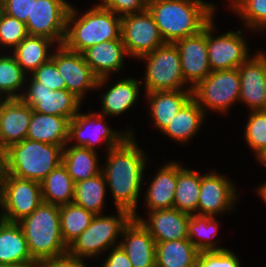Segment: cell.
I'll list each match as a JSON object with an SVG mask.
<instances>
[{
  "label": "cell",
  "instance_id": "obj_24",
  "mask_svg": "<svg viewBox=\"0 0 266 267\" xmlns=\"http://www.w3.org/2000/svg\"><path fill=\"white\" fill-rule=\"evenodd\" d=\"M146 97L153 126L162 132L192 97V90L153 91L146 93Z\"/></svg>",
  "mask_w": 266,
  "mask_h": 267
},
{
  "label": "cell",
  "instance_id": "obj_6",
  "mask_svg": "<svg viewBox=\"0 0 266 267\" xmlns=\"http://www.w3.org/2000/svg\"><path fill=\"white\" fill-rule=\"evenodd\" d=\"M116 214L95 215L90 225L68 246L67 253L78 259H91L119 246L116 240L133 215L125 209H117Z\"/></svg>",
  "mask_w": 266,
  "mask_h": 267
},
{
  "label": "cell",
  "instance_id": "obj_46",
  "mask_svg": "<svg viewBox=\"0 0 266 267\" xmlns=\"http://www.w3.org/2000/svg\"><path fill=\"white\" fill-rule=\"evenodd\" d=\"M110 253L104 260L102 267H133L127 254L120 246L110 249Z\"/></svg>",
  "mask_w": 266,
  "mask_h": 267
},
{
  "label": "cell",
  "instance_id": "obj_30",
  "mask_svg": "<svg viewBox=\"0 0 266 267\" xmlns=\"http://www.w3.org/2000/svg\"><path fill=\"white\" fill-rule=\"evenodd\" d=\"M55 42L42 36L27 35L10 53L26 74H32L52 56L49 50ZM51 53V54H50Z\"/></svg>",
  "mask_w": 266,
  "mask_h": 267
},
{
  "label": "cell",
  "instance_id": "obj_16",
  "mask_svg": "<svg viewBox=\"0 0 266 267\" xmlns=\"http://www.w3.org/2000/svg\"><path fill=\"white\" fill-rule=\"evenodd\" d=\"M232 181L218 172L201 174L197 214L216 217L220 213L234 210L237 189Z\"/></svg>",
  "mask_w": 266,
  "mask_h": 267
},
{
  "label": "cell",
  "instance_id": "obj_36",
  "mask_svg": "<svg viewBox=\"0 0 266 267\" xmlns=\"http://www.w3.org/2000/svg\"><path fill=\"white\" fill-rule=\"evenodd\" d=\"M94 216L74 203L60 206L61 236L67 247L90 225Z\"/></svg>",
  "mask_w": 266,
  "mask_h": 267
},
{
  "label": "cell",
  "instance_id": "obj_4",
  "mask_svg": "<svg viewBox=\"0 0 266 267\" xmlns=\"http://www.w3.org/2000/svg\"><path fill=\"white\" fill-rule=\"evenodd\" d=\"M78 14L71 5L63 41L67 49L82 53L98 43L121 39V17L112 11L96 4L81 17Z\"/></svg>",
  "mask_w": 266,
  "mask_h": 267
},
{
  "label": "cell",
  "instance_id": "obj_38",
  "mask_svg": "<svg viewBox=\"0 0 266 267\" xmlns=\"http://www.w3.org/2000/svg\"><path fill=\"white\" fill-rule=\"evenodd\" d=\"M249 113L244 138L250 149L255 152L256 159L261 162L266 157V110Z\"/></svg>",
  "mask_w": 266,
  "mask_h": 267
},
{
  "label": "cell",
  "instance_id": "obj_15",
  "mask_svg": "<svg viewBox=\"0 0 266 267\" xmlns=\"http://www.w3.org/2000/svg\"><path fill=\"white\" fill-rule=\"evenodd\" d=\"M56 48L51 58L66 83V90L83 102L85 92L96 89L98 78L85 62L82 53L71 51L63 44Z\"/></svg>",
  "mask_w": 266,
  "mask_h": 267
},
{
  "label": "cell",
  "instance_id": "obj_8",
  "mask_svg": "<svg viewBox=\"0 0 266 267\" xmlns=\"http://www.w3.org/2000/svg\"><path fill=\"white\" fill-rule=\"evenodd\" d=\"M43 202L41 183L14 177L0 169V219L18 223Z\"/></svg>",
  "mask_w": 266,
  "mask_h": 267
},
{
  "label": "cell",
  "instance_id": "obj_49",
  "mask_svg": "<svg viewBox=\"0 0 266 267\" xmlns=\"http://www.w3.org/2000/svg\"><path fill=\"white\" fill-rule=\"evenodd\" d=\"M2 13H3V6H2V2H0V18L2 16Z\"/></svg>",
  "mask_w": 266,
  "mask_h": 267
},
{
  "label": "cell",
  "instance_id": "obj_12",
  "mask_svg": "<svg viewBox=\"0 0 266 267\" xmlns=\"http://www.w3.org/2000/svg\"><path fill=\"white\" fill-rule=\"evenodd\" d=\"M121 40L128 55L136 59L165 43L148 9L121 17Z\"/></svg>",
  "mask_w": 266,
  "mask_h": 267
},
{
  "label": "cell",
  "instance_id": "obj_43",
  "mask_svg": "<svg viewBox=\"0 0 266 267\" xmlns=\"http://www.w3.org/2000/svg\"><path fill=\"white\" fill-rule=\"evenodd\" d=\"M97 4L120 17L143 12L147 9L145 0H102L101 3Z\"/></svg>",
  "mask_w": 266,
  "mask_h": 267
},
{
  "label": "cell",
  "instance_id": "obj_13",
  "mask_svg": "<svg viewBox=\"0 0 266 267\" xmlns=\"http://www.w3.org/2000/svg\"><path fill=\"white\" fill-rule=\"evenodd\" d=\"M214 20L207 24V51L211 71L231 70L246 62L251 55L242 31H229L217 37L214 34Z\"/></svg>",
  "mask_w": 266,
  "mask_h": 267
},
{
  "label": "cell",
  "instance_id": "obj_47",
  "mask_svg": "<svg viewBox=\"0 0 266 267\" xmlns=\"http://www.w3.org/2000/svg\"><path fill=\"white\" fill-rule=\"evenodd\" d=\"M258 194L261 196V198L264 200V202L266 203V182H264V184L258 186V188L256 189Z\"/></svg>",
  "mask_w": 266,
  "mask_h": 267
},
{
  "label": "cell",
  "instance_id": "obj_22",
  "mask_svg": "<svg viewBox=\"0 0 266 267\" xmlns=\"http://www.w3.org/2000/svg\"><path fill=\"white\" fill-rule=\"evenodd\" d=\"M119 246L133 267H156V243L139 220L132 218L124 227Z\"/></svg>",
  "mask_w": 266,
  "mask_h": 267
},
{
  "label": "cell",
  "instance_id": "obj_1",
  "mask_svg": "<svg viewBox=\"0 0 266 267\" xmlns=\"http://www.w3.org/2000/svg\"><path fill=\"white\" fill-rule=\"evenodd\" d=\"M106 153L102 172L116 209L128 210L133 215L137 211L147 156L139 148L134 135L128 136L119 146L112 147Z\"/></svg>",
  "mask_w": 266,
  "mask_h": 267
},
{
  "label": "cell",
  "instance_id": "obj_7",
  "mask_svg": "<svg viewBox=\"0 0 266 267\" xmlns=\"http://www.w3.org/2000/svg\"><path fill=\"white\" fill-rule=\"evenodd\" d=\"M139 59L146 60L147 64L143 77L146 93L192 90L184 81L180 53L174 43H164Z\"/></svg>",
  "mask_w": 266,
  "mask_h": 267
},
{
  "label": "cell",
  "instance_id": "obj_19",
  "mask_svg": "<svg viewBox=\"0 0 266 267\" xmlns=\"http://www.w3.org/2000/svg\"><path fill=\"white\" fill-rule=\"evenodd\" d=\"M148 219L138 216L137 212L133 218L148 230L155 243L171 240L188 239V222L190 215L176 208L149 211Z\"/></svg>",
  "mask_w": 266,
  "mask_h": 267
},
{
  "label": "cell",
  "instance_id": "obj_44",
  "mask_svg": "<svg viewBox=\"0 0 266 267\" xmlns=\"http://www.w3.org/2000/svg\"><path fill=\"white\" fill-rule=\"evenodd\" d=\"M3 12L26 23L31 17L32 0H2Z\"/></svg>",
  "mask_w": 266,
  "mask_h": 267
},
{
  "label": "cell",
  "instance_id": "obj_33",
  "mask_svg": "<svg viewBox=\"0 0 266 267\" xmlns=\"http://www.w3.org/2000/svg\"><path fill=\"white\" fill-rule=\"evenodd\" d=\"M75 183L63 163L41 182L43 202L62 206L73 203Z\"/></svg>",
  "mask_w": 266,
  "mask_h": 267
},
{
  "label": "cell",
  "instance_id": "obj_51",
  "mask_svg": "<svg viewBox=\"0 0 266 267\" xmlns=\"http://www.w3.org/2000/svg\"><path fill=\"white\" fill-rule=\"evenodd\" d=\"M4 100H5V99L2 98V96L0 95V105H1V103H2Z\"/></svg>",
  "mask_w": 266,
  "mask_h": 267
},
{
  "label": "cell",
  "instance_id": "obj_17",
  "mask_svg": "<svg viewBox=\"0 0 266 267\" xmlns=\"http://www.w3.org/2000/svg\"><path fill=\"white\" fill-rule=\"evenodd\" d=\"M240 74L239 101L250 111L266 110V53L253 54L238 67Z\"/></svg>",
  "mask_w": 266,
  "mask_h": 267
},
{
  "label": "cell",
  "instance_id": "obj_31",
  "mask_svg": "<svg viewBox=\"0 0 266 267\" xmlns=\"http://www.w3.org/2000/svg\"><path fill=\"white\" fill-rule=\"evenodd\" d=\"M200 251L189 239L156 243V267H196Z\"/></svg>",
  "mask_w": 266,
  "mask_h": 267
},
{
  "label": "cell",
  "instance_id": "obj_18",
  "mask_svg": "<svg viewBox=\"0 0 266 267\" xmlns=\"http://www.w3.org/2000/svg\"><path fill=\"white\" fill-rule=\"evenodd\" d=\"M179 50L184 81L193 88L212 71L207 51V25L198 34L174 43Z\"/></svg>",
  "mask_w": 266,
  "mask_h": 267
},
{
  "label": "cell",
  "instance_id": "obj_34",
  "mask_svg": "<svg viewBox=\"0 0 266 267\" xmlns=\"http://www.w3.org/2000/svg\"><path fill=\"white\" fill-rule=\"evenodd\" d=\"M106 179L101 172L94 177L75 183L73 203L93 212L95 215L103 214L105 201Z\"/></svg>",
  "mask_w": 266,
  "mask_h": 267
},
{
  "label": "cell",
  "instance_id": "obj_27",
  "mask_svg": "<svg viewBox=\"0 0 266 267\" xmlns=\"http://www.w3.org/2000/svg\"><path fill=\"white\" fill-rule=\"evenodd\" d=\"M141 81L136 78L128 77L126 79L117 80L109 90L107 89L101 98V113L105 116H118L129 111L137 102L139 97V88Z\"/></svg>",
  "mask_w": 266,
  "mask_h": 267
},
{
  "label": "cell",
  "instance_id": "obj_39",
  "mask_svg": "<svg viewBox=\"0 0 266 267\" xmlns=\"http://www.w3.org/2000/svg\"><path fill=\"white\" fill-rule=\"evenodd\" d=\"M232 11L239 15L247 29L266 30V0H231Z\"/></svg>",
  "mask_w": 266,
  "mask_h": 267
},
{
  "label": "cell",
  "instance_id": "obj_3",
  "mask_svg": "<svg viewBox=\"0 0 266 267\" xmlns=\"http://www.w3.org/2000/svg\"><path fill=\"white\" fill-rule=\"evenodd\" d=\"M62 151L60 145L24 139L0 154V168L14 177L41 183L62 163Z\"/></svg>",
  "mask_w": 266,
  "mask_h": 267
},
{
  "label": "cell",
  "instance_id": "obj_37",
  "mask_svg": "<svg viewBox=\"0 0 266 267\" xmlns=\"http://www.w3.org/2000/svg\"><path fill=\"white\" fill-rule=\"evenodd\" d=\"M2 55H0V95L2 94L4 99H20L25 91L20 93L18 91L23 89V84L25 87L26 79L29 78L11 53Z\"/></svg>",
  "mask_w": 266,
  "mask_h": 267
},
{
  "label": "cell",
  "instance_id": "obj_26",
  "mask_svg": "<svg viewBox=\"0 0 266 267\" xmlns=\"http://www.w3.org/2000/svg\"><path fill=\"white\" fill-rule=\"evenodd\" d=\"M68 132L67 118L41 114L33 110L26 139L60 145L63 148L68 143Z\"/></svg>",
  "mask_w": 266,
  "mask_h": 267
},
{
  "label": "cell",
  "instance_id": "obj_28",
  "mask_svg": "<svg viewBox=\"0 0 266 267\" xmlns=\"http://www.w3.org/2000/svg\"><path fill=\"white\" fill-rule=\"evenodd\" d=\"M207 115L191 97L162 133L179 143L188 142L198 133Z\"/></svg>",
  "mask_w": 266,
  "mask_h": 267
},
{
  "label": "cell",
  "instance_id": "obj_21",
  "mask_svg": "<svg viewBox=\"0 0 266 267\" xmlns=\"http://www.w3.org/2000/svg\"><path fill=\"white\" fill-rule=\"evenodd\" d=\"M33 109L21 99H5L0 105V154L26 139Z\"/></svg>",
  "mask_w": 266,
  "mask_h": 267
},
{
  "label": "cell",
  "instance_id": "obj_9",
  "mask_svg": "<svg viewBox=\"0 0 266 267\" xmlns=\"http://www.w3.org/2000/svg\"><path fill=\"white\" fill-rule=\"evenodd\" d=\"M240 87L238 68L212 71L192 88V98L205 114L208 109L226 113L239 101Z\"/></svg>",
  "mask_w": 266,
  "mask_h": 267
},
{
  "label": "cell",
  "instance_id": "obj_35",
  "mask_svg": "<svg viewBox=\"0 0 266 267\" xmlns=\"http://www.w3.org/2000/svg\"><path fill=\"white\" fill-rule=\"evenodd\" d=\"M220 222L216 217L192 214L188 222V239L200 251H220L227 250L224 247H218L213 240L218 233Z\"/></svg>",
  "mask_w": 266,
  "mask_h": 267
},
{
  "label": "cell",
  "instance_id": "obj_20",
  "mask_svg": "<svg viewBox=\"0 0 266 267\" xmlns=\"http://www.w3.org/2000/svg\"><path fill=\"white\" fill-rule=\"evenodd\" d=\"M85 62L98 78L96 88L100 89L109 79L110 73L120 72L124 57L129 56L121 39L110 40L91 46L82 52Z\"/></svg>",
  "mask_w": 266,
  "mask_h": 267
},
{
  "label": "cell",
  "instance_id": "obj_42",
  "mask_svg": "<svg viewBox=\"0 0 266 267\" xmlns=\"http://www.w3.org/2000/svg\"><path fill=\"white\" fill-rule=\"evenodd\" d=\"M30 76L52 91L66 89V83L59 74L55 61L52 58L39 66Z\"/></svg>",
  "mask_w": 266,
  "mask_h": 267
},
{
  "label": "cell",
  "instance_id": "obj_50",
  "mask_svg": "<svg viewBox=\"0 0 266 267\" xmlns=\"http://www.w3.org/2000/svg\"><path fill=\"white\" fill-rule=\"evenodd\" d=\"M260 163L266 166V157Z\"/></svg>",
  "mask_w": 266,
  "mask_h": 267
},
{
  "label": "cell",
  "instance_id": "obj_41",
  "mask_svg": "<svg viewBox=\"0 0 266 267\" xmlns=\"http://www.w3.org/2000/svg\"><path fill=\"white\" fill-rule=\"evenodd\" d=\"M196 267H241L238 257L230 249L200 252Z\"/></svg>",
  "mask_w": 266,
  "mask_h": 267
},
{
  "label": "cell",
  "instance_id": "obj_29",
  "mask_svg": "<svg viewBox=\"0 0 266 267\" xmlns=\"http://www.w3.org/2000/svg\"><path fill=\"white\" fill-rule=\"evenodd\" d=\"M69 145V146H68ZM97 151L66 144L62 151V163L74 183L94 177L102 172Z\"/></svg>",
  "mask_w": 266,
  "mask_h": 267
},
{
  "label": "cell",
  "instance_id": "obj_25",
  "mask_svg": "<svg viewBox=\"0 0 266 267\" xmlns=\"http://www.w3.org/2000/svg\"><path fill=\"white\" fill-rule=\"evenodd\" d=\"M145 193L148 211L173 208L177 186V161H170L157 170Z\"/></svg>",
  "mask_w": 266,
  "mask_h": 267
},
{
  "label": "cell",
  "instance_id": "obj_5",
  "mask_svg": "<svg viewBox=\"0 0 266 267\" xmlns=\"http://www.w3.org/2000/svg\"><path fill=\"white\" fill-rule=\"evenodd\" d=\"M30 255L35 262L59 257L68 247L61 236L60 206L42 202L29 216L18 222Z\"/></svg>",
  "mask_w": 266,
  "mask_h": 267
},
{
  "label": "cell",
  "instance_id": "obj_2",
  "mask_svg": "<svg viewBox=\"0 0 266 267\" xmlns=\"http://www.w3.org/2000/svg\"><path fill=\"white\" fill-rule=\"evenodd\" d=\"M215 4L203 0H153L147 3L165 43L200 33L214 19Z\"/></svg>",
  "mask_w": 266,
  "mask_h": 267
},
{
  "label": "cell",
  "instance_id": "obj_40",
  "mask_svg": "<svg viewBox=\"0 0 266 267\" xmlns=\"http://www.w3.org/2000/svg\"><path fill=\"white\" fill-rule=\"evenodd\" d=\"M27 35L24 22L4 12L2 13L0 18V46L13 50Z\"/></svg>",
  "mask_w": 266,
  "mask_h": 267
},
{
  "label": "cell",
  "instance_id": "obj_32",
  "mask_svg": "<svg viewBox=\"0 0 266 267\" xmlns=\"http://www.w3.org/2000/svg\"><path fill=\"white\" fill-rule=\"evenodd\" d=\"M201 174L183 168L177 161V186L173 208L189 215L197 214Z\"/></svg>",
  "mask_w": 266,
  "mask_h": 267
},
{
  "label": "cell",
  "instance_id": "obj_23",
  "mask_svg": "<svg viewBox=\"0 0 266 267\" xmlns=\"http://www.w3.org/2000/svg\"><path fill=\"white\" fill-rule=\"evenodd\" d=\"M35 262L28 250L27 241L18 223L0 219V267Z\"/></svg>",
  "mask_w": 266,
  "mask_h": 267
},
{
  "label": "cell",
  "instance_id": "obj_11",
  "mask_svg": "<svg viewBox=\"0 0 266 267\" xmlns=\"http://www.w3.org/2000/svg\"><path fill=\"white\" fill-rule=\"evenodd\" d=\"M70 8L66 0H32L31 17L25 23L28 35L46 37L62 45Z\"/></svg>",
  "mask_w": 266,
  "mask_h": 267
},
{
  "label": "cell",
  "instance_id": "obj_10",
  "mask_svg": "<svg viewBox=\"0 0 266 267\" xmlns=\"http://www.w3.org/2000/svg\"><path fill=\"white\" fill-rule=\"evenodd\" d=\"M106 116L97 112L78 114L69 121L68 143L72 146L85 147L96 151V146L105 142L106 152L112 147L119 146L128 136L133 135L132 129L116 131L104 122Z\"/></svg>",
  "mask_w": 266,
  "mask_h": 267
},
{
  "label": "cell",
  "instance_id": "obj_48",
  "mask_svg": "<svg viewBox=\"0 0 266 267\" xmlns=\"http://www.w3.org/2000/svg\"><path fill=\"white\" fill-rule=\"evenodd\" d=\"M7 267H41L39 262H32L28 264L16 265V266H7Z\"/></svg>",
  "mask_w": 266,
  "mask_h": 267
},
{
  "label": "cell",
  "instance_id": "obj_14",
  "mask_svg": "<svg viewBox=\"0 0 266 267\" xmlns=\"http://www.w3.org/2000/svg\"><path fill=\"white\" fill-rule=\"evenodd\" d=\"M29 78L27 92L20 99L35 112L65 117L69 121L78 114L82 101L72 92L66 89L52 91L31 76Z\"/></svg>",
  "mask_w": 266,
  "mask_h": 267
},
{
  "label": "cell",
  "instance_id": "obj_45",
  "mask_svg": "<svg viewBox=\"0 0 266 267\" xmlns=\"http://www.w3.org/2000/svg\"><path fill=\"white\" fill-rule=\"evenodd\" d=\"M84 260L78 259L66 253L59 257H53L40 262L41 267H87ZM89 267V266H88Z\"/></svg>",
  "mask_w": 266,
  "mask_h": 267
}]
</instances>
